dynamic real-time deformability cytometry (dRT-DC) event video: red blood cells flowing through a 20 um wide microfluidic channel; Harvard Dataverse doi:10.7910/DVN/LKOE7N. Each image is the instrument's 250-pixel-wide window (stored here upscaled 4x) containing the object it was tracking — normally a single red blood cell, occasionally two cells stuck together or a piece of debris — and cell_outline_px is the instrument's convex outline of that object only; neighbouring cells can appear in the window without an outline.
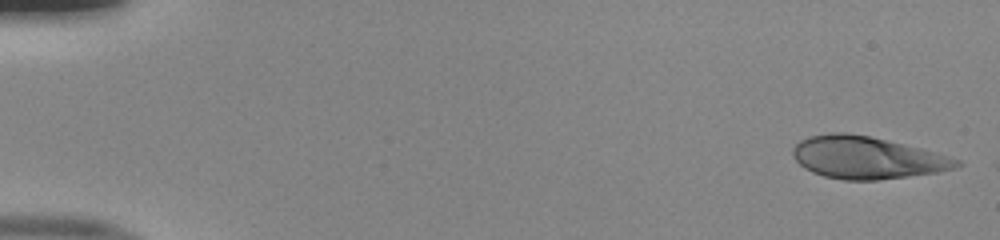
{"species": "human", "species_latin": "Homo sapiens", "temperature_condition": "room temperature", "stored_images_in_passage": 50, "camera_frame_rate_fps": 3000, "um_per_image_px": 0.085, "donor": {"sex": "male"}, "frame": {"image": 1, "passage_image": 1, "time_ms": 0.0, "image_size_px": [1000, 240], "cell_outline_px": [[964, 164], [956, 168], [936, 172], [908, 176], [876, 180], [844, 180], [824, 176], [812, 172], [804, 168], [792, 156], [792, 148], [800, 140], [808, 136], [832, 132], [844, 132], [868, 136], [932, 152], [960, 160]], "centroid_in_image_um": [73.61, 13.4], "position_along_channel_um": 11.4, "area_um2": 39.77}}
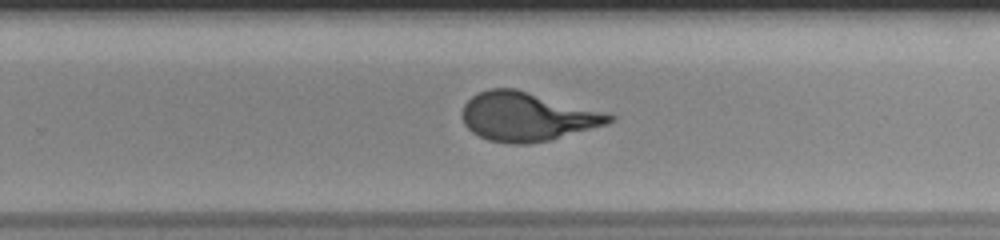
{"frame": {"image": 2, "passage_image": 33, "time_ms": 10.667, "image_size_px": [1000, 240], "cell_outline_px": [[616, 120], [604, 124], [548, 140], [524, 144], [512, 144], [488, 140], [472, 132], [464, 124], [464, 104], [472, 96], [488, 88], [516, 88], [616, 116]], "centroid_in_image_um": [44.75, 9.91], "position_along_channel_um": 285.0, "area_um2": 40.92}}
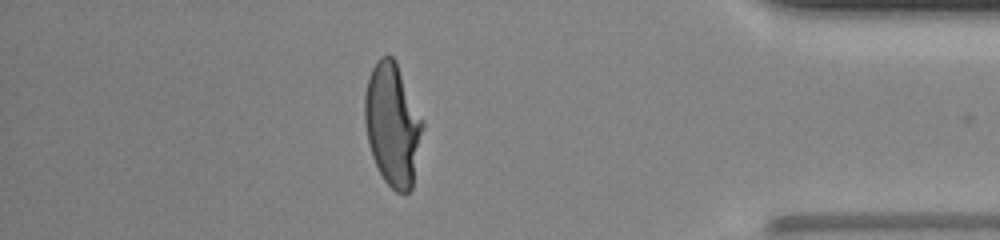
{"frame": {"image": 3, "passage_image": 44, "time_ms": 14.333, "image_size_px": [1000, 240], "cell_outline_px": [[424, 128], [412, 188], [404, 196], [396, 192], [384, 180], [372, 156], [368, 144], [364, 120], [364, 96], [368, 76], [376, 60], [380, 56], [388, 52], [396, 60], [424, 120]], "centroid_in_image_um": [33.37, 10.55], "position_along_channel_um": 401.8, "area_um2": 42.19}, "authors_computed_cell_mechanics": {"area_um2": 41.0958, "velocity_mm_per_s": 4.0359, "shape_relaxation_time_tau1_ms": 6.6805, "shape_relaxation_time_tau2_ms": null, "deformation_change_tau1": 0.2742, "deformation_change_tau2": null}}